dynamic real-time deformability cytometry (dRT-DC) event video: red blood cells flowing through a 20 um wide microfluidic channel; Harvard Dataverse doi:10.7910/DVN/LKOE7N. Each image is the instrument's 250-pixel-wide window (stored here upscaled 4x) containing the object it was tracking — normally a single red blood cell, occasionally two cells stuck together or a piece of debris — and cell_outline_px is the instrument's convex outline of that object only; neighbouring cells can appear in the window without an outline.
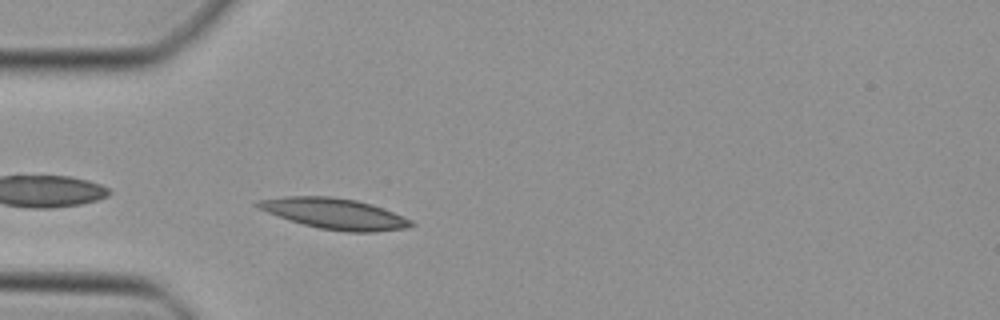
{"species": "Egyptian fruit bat (a non-hibernating species)", "species_latin": "Rousettus aegyptiacus", "temperature_condition": "cold", "stored_images_in_passage": 29, "camera_frame_rate_fps": 3000, "um_per_image_px": 0.085, "animal": {"sex": "female"}, "frame": {"image": 1, "passage_image": 2, "time_ms": 0.333, "image_size_px": [1000, 320], "cell_outline_px": [[416, 224], [404, 228], [376, 232], [344, 232], [320, 228], [304, 224], [268, 212], [252, 204], [256, 200], [284, 196], [332, 196], [356, 200], [372, 204], [412, 220]], "centroid_in_image_um": [28.44, 18.15], "position_along_channel_um": 56.6, "area_um2": 27.28}}
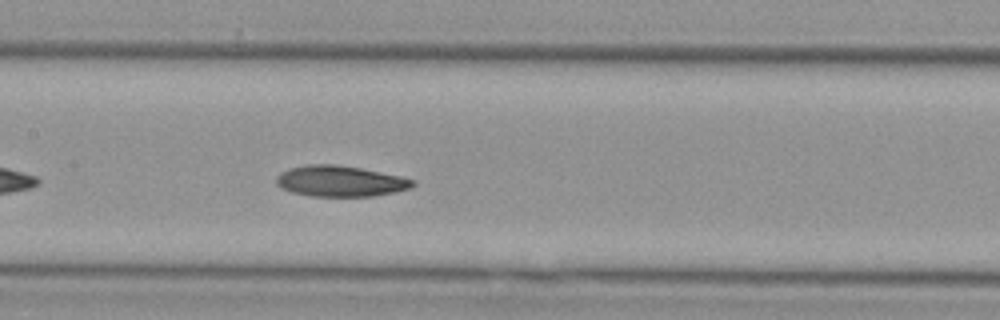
{"frame": {"image": 2, "passage_image": 11, "time_ms": 3.333, "image_size_px": [1000, 320], "cell_outline_px": [[416, 184], [412, 188], [396, 192], [372, 196], [312, 196], [292, 192], [280, 188], [276, 184], [276, 176], [280, 172], [288, 168], [304, 164], [336, 164], [360, 168], [400, 176], [416, 180]], "centroid_in_image_um": [28.91, 15.39], "position_along_channel_um": 178.5, "area_um2": 24.8}}
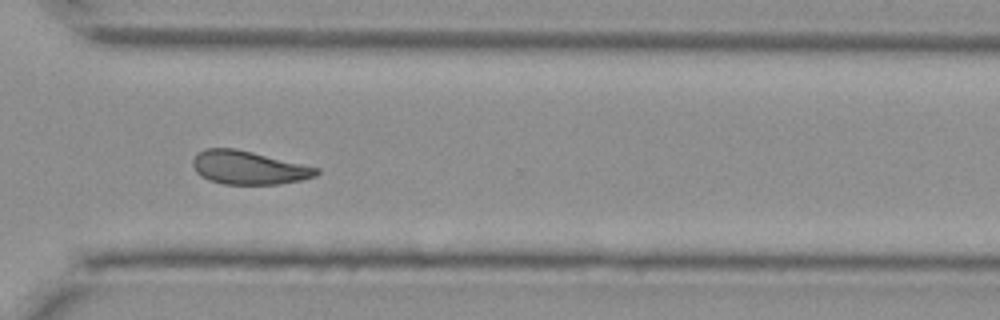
{"frame": {"image": 3, "passage_image": 23, "time_ms": 7.333, "image_size_px": [1000, 320], "cell_outline_px": [[320, 172], [316, 176], [300, 180], [280, 184], [224, 184], [208, 180], [200, 176], [196, 172], [192, 164], [192, 160], [204, 148], [236, 148], [320, 168]], "centroid_in_image_um": [21.13, 14.25], "position_along_channel_um": 349.5, "area_um2": 24.1}}